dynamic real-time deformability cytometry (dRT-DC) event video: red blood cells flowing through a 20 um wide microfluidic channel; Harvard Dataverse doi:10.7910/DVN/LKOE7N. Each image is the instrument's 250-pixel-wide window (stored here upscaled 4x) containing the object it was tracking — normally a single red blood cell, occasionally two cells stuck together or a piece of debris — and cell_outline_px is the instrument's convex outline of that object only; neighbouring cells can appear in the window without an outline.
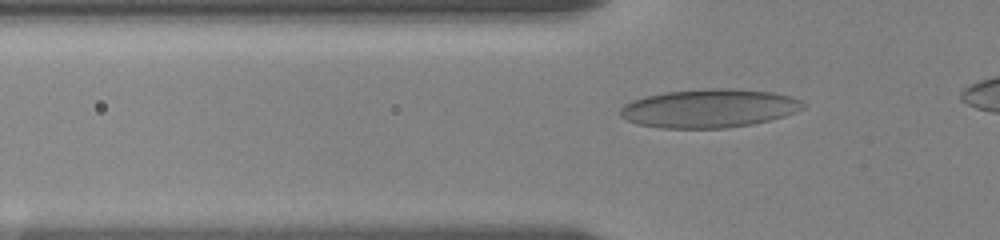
{"species": "human", "species_latin": "Homo sapiens", "temperature_condition": "room temperature", "stored_images_in_passage": 55, "camera_frame_rate_fps": 3000, "um_per_image_px": 0.085, "donor": {"sex": "female"}, "frame": {"image": 1, "passage_image": 11, "time_ms": 2.667, "image_size_px": [1000, 240], "cell_outline_px": [[804, 108], [796, 112], [772, 120], [752, 124], [728, 128], [660, 128], [636, 124], [620, 116], [620, 108], [624, 104], [632, 100], [644, 96], [664, 92], [708, 88], [732, 88], [772, 92], [788, 96], [800, 100], [804, 104]], "centroid_in_image_um": [60.26, 9.21], "position_along_channel_um": 65.5, "area_um2": 41.33}}
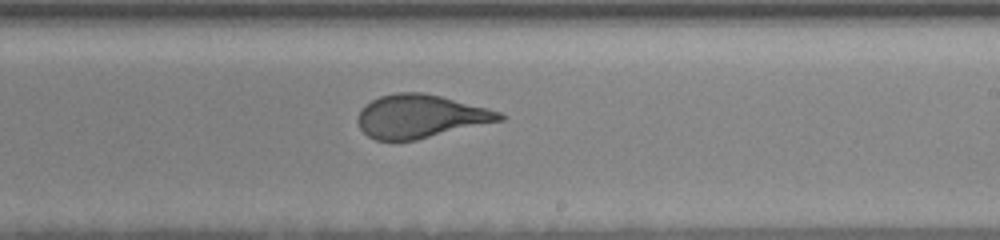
{"frame": {"image": 2, "passage_image": 34, "time_ms": 8.0, "image_size_px": [1000, 240], "cell_outline_px": [[504, 120], [416, 140], [376, 140], [368, 136], [360, 128], [356, 120], [360, 112], [372, 100], [380, 96], [396, 92], [424, 92], [488, 108], [500, 112], [504, 116]], "centroid_in_image_um": [35.74, 9.89], "position_along_channel_um": 253.3, "area_um2": 35.55}}
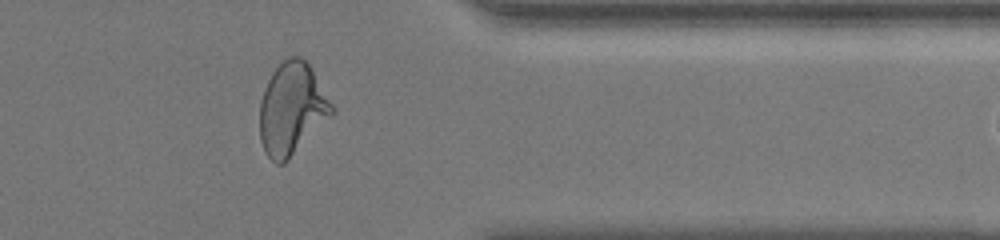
{"frame": {"image": 3, "passage_image": 46, "time_ms": 12.0, "image_size_px": [1000, 240], "cell_outline_px": [[336, 112], [284, 164], [276, 164], [264, 152], [260, 140], [260, 100], [264, 88], [272, 72], [288, 56], [300, 56], [308, 60], [332, 104]], "centroid_in_image_um": [24.82, 9.25], "position_along_channel_um": 386.6, "area_um2": 38.96}}